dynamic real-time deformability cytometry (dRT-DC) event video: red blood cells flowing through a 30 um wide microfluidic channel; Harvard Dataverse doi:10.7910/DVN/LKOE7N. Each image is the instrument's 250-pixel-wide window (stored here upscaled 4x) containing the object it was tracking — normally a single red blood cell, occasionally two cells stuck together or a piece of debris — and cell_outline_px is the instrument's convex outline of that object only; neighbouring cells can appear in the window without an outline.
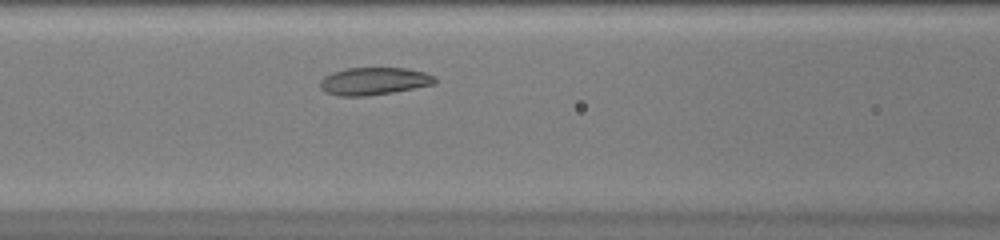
{"species": "common noctule bat (a hibernating species)", "species_latin": "Nyctalus noctula", "temperature_condition": "warm", "stored_images_in_passage": 30, "camera_frame_rate_fps": 3000, "um_per_image_px": 0.085, "animal": {"sex": "female", "body_mass_g": 20.0, "forearm_length_mm": 54.0}, "frame": {"image": 1, "passage_image": 9, "time_ms": 2.667, "image_size_px": [1000, 240], "cell_outline_px": [[436, 84], [392, 92], [368, 96], [340, 96], [324, 92], [320, 88], [320, 80], [324, 76], [332, 72], [348, 68], [408, 68], [424, 72], [432, 76], [436, 80]], "centroid_in_image_um": [31.75, 6.9], "position_along_channel_um": 134.8, "area_um2": 18.44}}
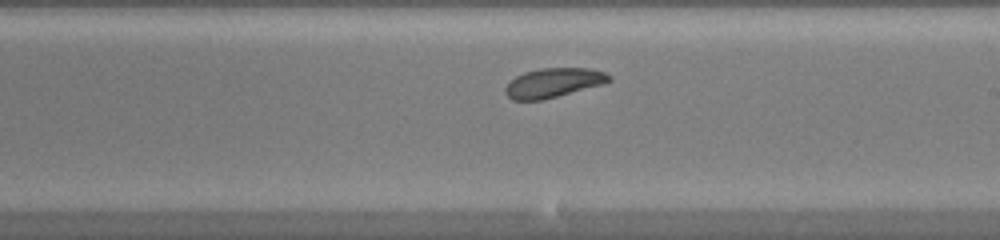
{"frame": {"image": 2, "passage_image": 17, "time_ms": 5.333, "image_size_px": [1000, 240], "cell_outline_px": [[612, 80], [604, 84], [540, 100], [512, 100], [504, 92], [504, 88], [516, 76], [524, 72], [540, 68], [588, 68], [604, 72], [612, 76]], "centroid_in_image_um": [47.05, 7.03], "position_along_channel_um": 242.0, "area_um2": 17.63}}
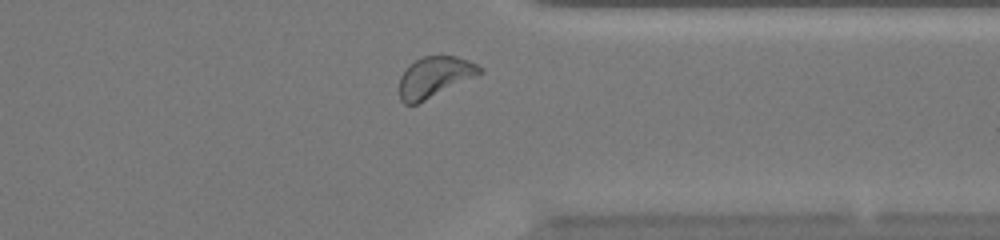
{"frame": {"image": 3, "passage_image": 27, "time_ms": 8.667, "image_size_px": [1000, 240], "cell_outline_px": [[484, 72], [416, 104], [404, 104], [400, 100], [400, 76], [408, 64], [424, 56], [456, 56], [468, 60], [484, 68]], "centroid_in_image_um": [36.93, 6.53], "position_along_channel_um": 374.5, "area_um2": 18.84}, "authors_computed_cell_mechanics": {"area_um2": 18.4093, "velocity_mm_per_s": 4.0379, "shape_relaxation_time_tau1_ms": 5.7209, "shape_relaxation_time_tau2_ms": 6.836, "deformation_change_tau1": 0.1147, "deformation_change_tau2": 0.1092}}